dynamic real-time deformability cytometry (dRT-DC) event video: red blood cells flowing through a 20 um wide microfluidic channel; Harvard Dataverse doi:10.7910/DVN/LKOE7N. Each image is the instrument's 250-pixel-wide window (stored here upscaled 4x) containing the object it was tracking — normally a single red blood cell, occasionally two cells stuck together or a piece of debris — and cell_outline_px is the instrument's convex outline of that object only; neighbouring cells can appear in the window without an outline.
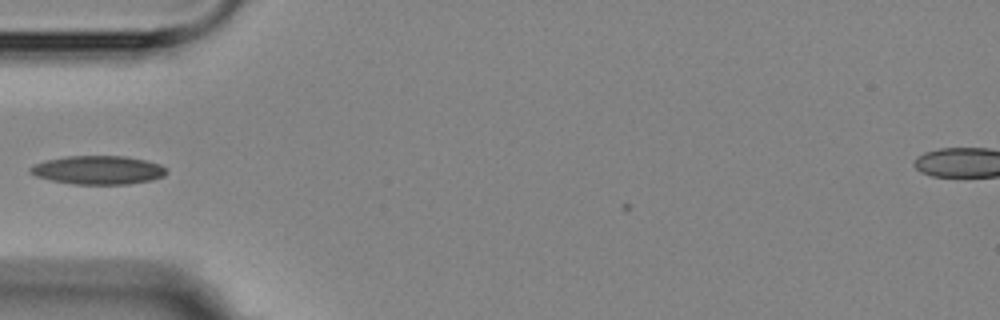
{"species": "Egyptian fruit bat (a non-hibernating species)", "species_latin": "Rousettus aegyptiacus", "temperature_condition": "room temperature", "stored_images_in_passage": 3, "camera_frame_rate_fps": 3000, "um_per_image_px": 0.085, "animal": {"sex": "female"}, "frame": {"image": 1, "passage_image": 2, "time_ms": 1.333, "image_size_px": [1000, 320], "cell_outline_px": [[168, 172], [164, 176], [152, 180], [128, 184], [72, 184], [52, 180], [36, 176], [28, 172], [28, 168], [36, 164], [48, 160], [68, 156], [124, 156], [144, 160], [160, 164], [168, 168]], "centroid_in_image_um": [8.38, 14.46], "position_along_channel_um": 76.6, "area_um2": 22.66}}